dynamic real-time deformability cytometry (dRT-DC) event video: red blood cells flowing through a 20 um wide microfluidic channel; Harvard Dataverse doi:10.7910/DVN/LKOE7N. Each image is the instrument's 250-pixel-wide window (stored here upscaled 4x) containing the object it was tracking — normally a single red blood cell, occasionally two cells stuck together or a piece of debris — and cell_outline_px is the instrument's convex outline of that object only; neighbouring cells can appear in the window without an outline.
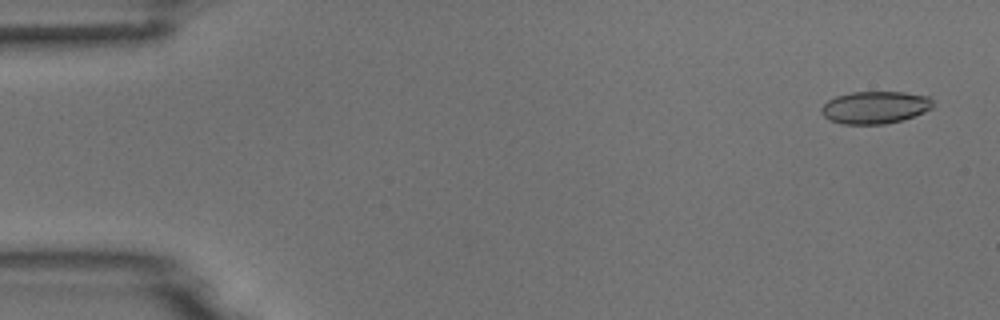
{"species": "common noctule bat (a hibernating species)", "species_latin": "Nyctalus noctula", "temperature_condition": "room temperature", "stored_images_in_passage": 18, "camera_frame_rate_fps": 3000, "um_per_image_px": 0.085, "animal": {"sex": "male", "body_mass_g": 18.8}, "frame": {"image": 1, "passage_image": 3, "time_ms": 0.667, "image_size_px": [1000, 320], "cell_outline_px": [[932, 108], [924, 112], [900, 120], [884, 124], [840, 124], [828, 120], [820, 112], [820, 108], [828, 100], [836, 96], [852, 92], [904, 92], [928, 96], [932, 100]], "centroid_in_image_um": [74.33, 9.13], "position_along_channel_um": 10.7, "area_um2": 21.04}}
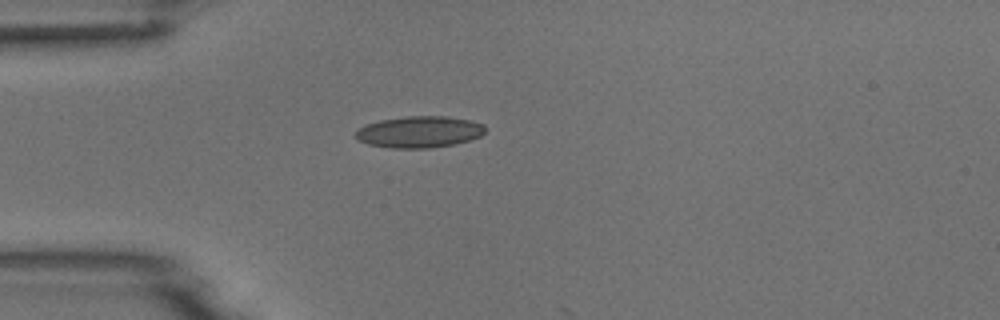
{"frame": {"image": 2, "passage_image": 15, "time_ms": 4.667, "image_size_px": [1000, 320], "cell_outline_px": [[484, 132], [480, 136], [468, 140], [452, 144], [428, 148], [392, 148], [368, 144], [356, 140], [356, 128], [364, 124], [380, 120], [408, 116], [448, 116], [472, 120], [484, 124]], "centroid_in_image_um": [35.6, 11.2], "position_along_channel_um": 49.4, "area_um2": 23.87}}